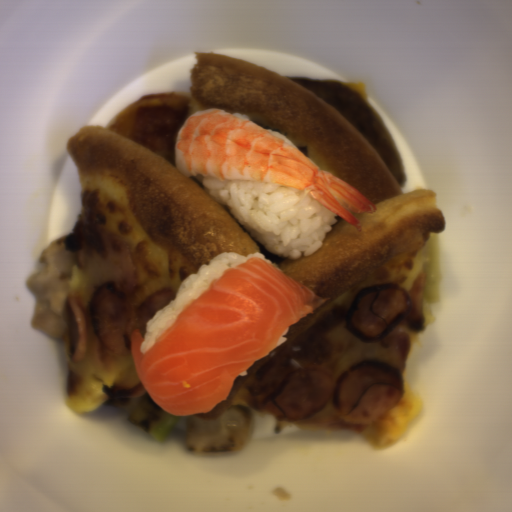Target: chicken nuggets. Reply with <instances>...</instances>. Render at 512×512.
Returning a JSON list of instances; mask_svg holds the SVG:
<instances>
[{"label":"chicken nuggets","instance_id":"obj_1","mask_svg":"<svg viewBox=\"0 0 512 512\" xmlns=\"http://www.w3.org/2000/svg\"><path fill=\"white\" fill-rule=\"evenodd\" d=\"M77 242L72 233L53 240L40 255L35 273L25 282L33 296L32 327L53 338L66 336L64 303L72 295Z\"/></svg>","mask_w":512,"mask_h":512},{"label":"chicken nuggets","instance_id":"obj_2","mask_svg":"<svg viewBox=\"0 0 512 512\" xmlns=\"http://www.w3.org/2000/svg\"><path fill=\"white\" fill-rule=\"evenodd\" d=\"M255 413L248 407L228 408L219 420L203 421L190 415L185 427V445L190 454L214 456L232 454L250 443Z\"/></svg>","mask_w":512,"mask_h":512}]
</instances>
